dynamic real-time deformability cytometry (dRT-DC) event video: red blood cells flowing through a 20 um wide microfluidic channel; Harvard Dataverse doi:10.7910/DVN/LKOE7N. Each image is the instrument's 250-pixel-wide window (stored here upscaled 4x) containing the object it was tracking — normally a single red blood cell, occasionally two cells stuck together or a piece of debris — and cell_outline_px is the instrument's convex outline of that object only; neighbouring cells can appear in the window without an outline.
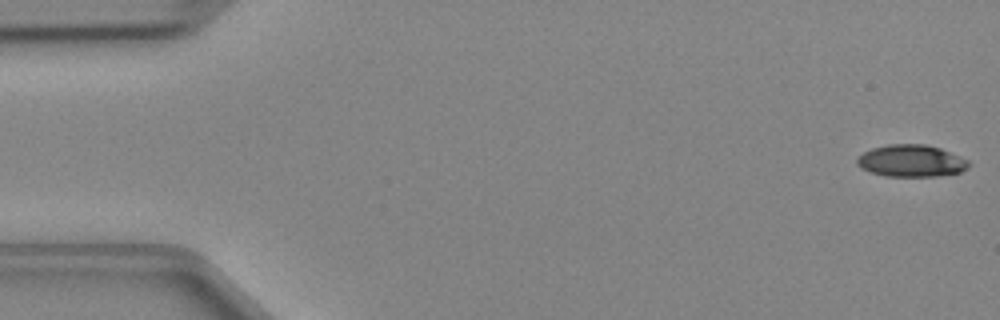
{"species": "Egyptian fruit bat (a non-hibernating species)", "species_latin": "Rousettus aegyptiacus", "temperature_condition": "cold", "stored_images_in_passage": 47, "camera_frame_rate_fps": 3000, "um_per_image_px": 0.085, "animal": {"sex": "female"}, "frame": {"image": 1, "passage_image": 1, "time_ms": 0.0, "image_size_px": [1000, 320], "cell_outline_px": [[968, 168], [960, 172], [940, 176], [884, 176], [860, 168], [856, 164], [856, 156], [872, 148], [888, 144], [924, 144], [940, 148], [960, 156], [968, 160]], "centroid_in_image_um": [77.42, 13.67], "position_along_channel_um": 7.6, "area_um2": 20.92}}
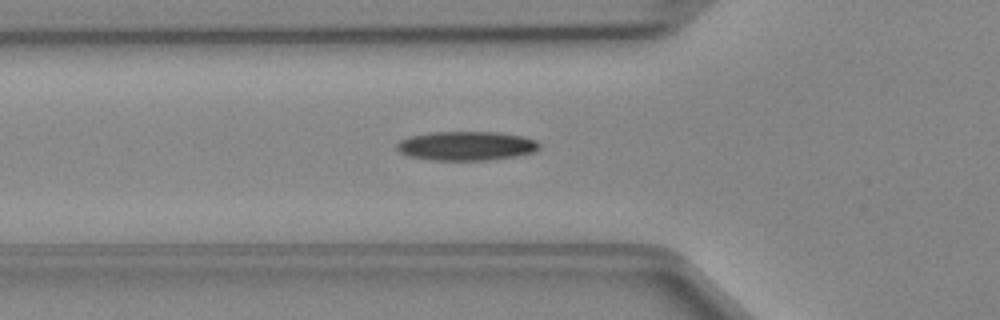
{"frame": {"image": 2, "passage_image": 16, "time_ms": 5.0, "image_size_px": [1000, 320], "cell_outline_px": [[540, 148], [532, 152], [516, 156], [488, 160], [432, 160], [408, 156], [400, 152], [396, 148], [396, 144], [400, 140], [412, 136], [432, 132], [496, 132], [520, 136], [536, 140], [540, 144]], "centroid_in_image_um": [39.62, 12.4], "position_along_channel_um": 86.2, "area_um2": 24.04}}
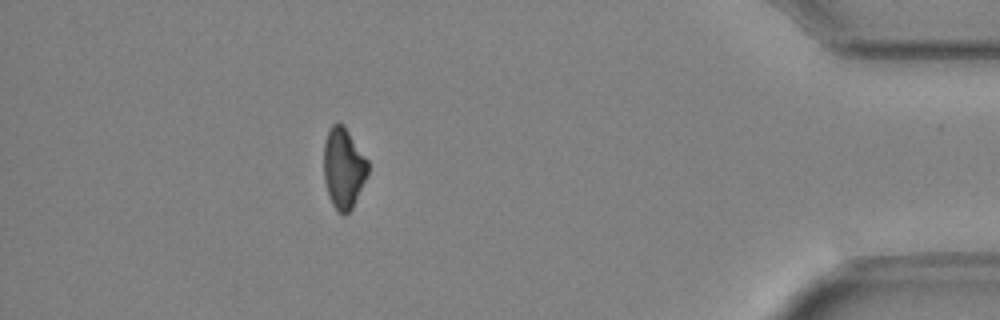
{"frame": {"image": 3, "passage_image": 42, "time_ms": 13.667, "image_size_px": [1000, 320], "cell_outline_px": [[368, 172], [352, 208], [344, 216], [332, 204], [328, 196], [324, 180], [324, 140], [328, 128], [332, 124], [344, 124], [368, 160]], "centroid_in_image_um": [29.18, 14.26], "position_along_channel_um": 406.0, "area_um2": 20.75}}